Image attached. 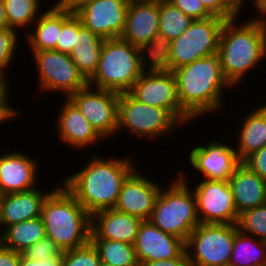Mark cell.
<instances>
[{
    "label": "cell",
    "instance_id": "f1b7e54d",
    "mask_svg": "<svg viewBox=\"0 0 266 266\" xmlns=\"http://www.w3.org/2000/svg\"><path fill=\"white\" fill-rule=\"evenodd\" d=\"M229 266H266V243L238 231Z\"/></svg>",
    "mask_w": 266,
    "mask_h": 266
},
{
    "label": "cell",
    "instance_id": "4fadbf2b",
    "mask_svg": "<svg viewBox=\"0 0 266 266\" xmlns=\"http://www.w3.org/2000/svg\"><path fill=\"white\" fill-rule=\"evenodd\" d=\"M105 140L114 138L118 128L119 94L89 84L68 97Z\"/></svg>",
    "mask_w": 266,
    "mask_h": 266
},
{
    "label": "cell",
    "instance_id": "e0dca14e",
    "mask_svg": "<svg viewBox=\"0 0 266 266\" xmlns=\"http://www.w3.org/2000/svg\"><path fill=\"white\" fill-rule=\"evenodd\" d=\"M136 167L124 180L115 210L149 220L162 184Z\"/></svg>",
    "mask_w": 266,
    "mask_h": 266
},
{
    "label": "cell",
    "instance_id": "74e56055",
    "mask_svg": "<svg viewBox=\"0 0 266 266\" xmlns=\"http://www.w3.org/2000/svg\"><path fill=\"white\" fill-rule=\"evenodd\" d=\"M242 163L266 181V146L248 156Z\"/></svg>",
    "mask_w": 266,
    "mask_h": 266
},
{
    "label": "cell",
    "instance_id": "9c48e42d",
    "mask_svg": "<svg viewBox=\"0 0 266 266\" xmlns=\"http://www.w3.org/2000/svg\"><path fill=\"white\" fill-rule=\"evenodd\" d=\"M237 224L200 223L185 242L190 266H229Z\"/></svg>",
    "mask_w": 266,
    "mask_h": 266
},
{
    "label": "cell",
    "instance_id": "ba28073f",
    "mask_svg": "<svg viewBox=\"0 0 266 266\" xmlns=\"http://www.w3.org/2000/svg\"><path fill=\"white\" fill-rule=\"evenodd\" d=\"M182 125L165 109L148 106L134 98L129 92L119 94L118 102V128L128 131L137 139L144 137L147 140L167 139L175 134ZM140 137V138H139Z\"/></svg>",
    "mask_w": 266,
    "mask_h": 266
},
{
    "label": "cell",
    "instance_id": "c3c4849f",
    "mask_svg": "<svg viewBox=\"0 0 266 266\" xmlns=\"http://www.w3.org/2000/svg\"><path fill=\"white\" fill-rule=\"evenodd\" d=\"M7 17L3 0H0V28H7Z\"/></svg>",
    "mask_w": 266,
    "mask_h": 266
},
{
    "label": "cell",
    "instance_id": "8fae6325",
    "mask_svg": "<svg viewBox=\"0 0 266 266\" xmlns=\"http://www.w3.org/2000/svg\"><path fill=\"white\" fill-rule=\"evenodd\" d=\"M129 93L148 106L167 110L182 126L194 122L180 105L173 72L161 68L155 61L141 74Z\"/></svg>",
    "mask_w": 266,
    "mask_h": 266
},
{
    "label": "cell",
    "instance_id": "277c9868",
    "mask_svg": "<svg viewBox=\"0 0 266 266\" xmlns=\"http://www.w3.org/2000/svg\"><path fill=\"white\" fill-rule=\"evenodd\" d=\"M40 217L46 237L52 239L61 252L90 241L91 215L62 183L44 200Z\"/></svg>",
    "mask_w": 266,
    "mask_h": 266
},
{
    "label": "cell",
    "instance_id": "5bb4252c",
    "mask_svg": "<svg viewBox=\"0 0 266 266\" xmlns=\"http://www.w3.org/2000/svg\"><path fill=\"white\" fill-rule=\"evenodd\" d=\"M121 38L155 59L159 55V2L130 0Z\"/></svg>",
    "mask_w": 266,
    "mask_h": 266
},
{
    "label": "cell",
    "instance_id": "ee69618b",
    "mask_svg": "<svg viewBox=\"0 0 266 266\" xmlns=\"http://www.w3.org/2000/svg\"><path fill=\"white\" fill-rule=\"evenodd\" d=\"M8 81L7 76L0 73V103H10L12 100L10 99V83Z\"/></svg>",
    "mask_w": 266,
    "mask_h": 266
},
{
    "label": "cell",
    "instance_id": "f6af8a7d",
    "mask_svg": "<svg viewBox=\"0 0 266 266\" xmlns=\"http://www.w3.org/2000/svg\"><path fill=\"white\" fill-rule=\"evenodd\" d=\"M253 6H255L254 10L258 11L256 15L258 13L259 15L250 17L249 19L266 24V0H256Z\"/></svg>",
    "mask_w": 266,
    "mask_h": 266
},
{
    "label": "cell",
    "instance_id": "b9f144b4",
    "mask_svg": "<svg viewBox=\"0 0 266 266\" xmlns=\"http://www.w3.org/2000/svg\"><path fill=\"white\" fill-rule=\"evenodd\" d=\"M142 266H190V263L185 250L178 258L147 262Z\"/></svg>",
    "mask_w": 266,
    "mask_h": 266
},
{
    "label": "cell",
    "instance_id": "4dcf8cb0",
    "mask_svg": "<svg viewBox=\"0 0 266 266\" xmlns=\"http://www.w3.org/2000/svg\"><path fill=\"white\" fill-rule=\"evenodd\" d=\"M97 248L101 262L112 266H140L134 245L117 240H90Z\"/></svg>",
    "mask_w": 266,
    "mask_h": 266
},
{
    "label": "cell",
    "instance_id": "9a60e30c",
    "mask_svg": "<svg viewBox=\"0 0 266 266\" xmlns=\"http://www.w3.org/2000/svg\"><path fill=\"white\" fill-rule=\"evenodd\" d=\"M217 140L213 139L203 145L199 143L189 149V157L186 159L189 160V167L191 165L192 170L200 173L195 175V178L201 175L200 179L229 181L235 168L241 163L233 147L235 144H231L234 141L227 144Z\"/></svg>",
    "mask_w": 266,
    "mask_h": 266
},
{
    "label": "cell",
    "instance_id": "cb8c5ba5",
    "mask_svg": "<svg viewBox=\"0 0 266 266\" xmlns=\"http://www.w3.org/2000/svg\"><path fill=\"white\" fill-rule=\"evenodd\" d=\"M248 112L242 115L240 130L236 133L238 139L234 138L237 141L234 149L240 162L266 146V104H259Z\"/></svg>",
    "mask_w": 266,
    "mask_h": 266
},
{
    "label": "cell",
    "instance_id": "8d00e7d4",
    "mask_svg": "<svg viewBox=\"0 0 266 266\" xmlns=\"http://www.w3.org/2000/svg\"><path fill=\"white\" fill-rule=\"evenodd\" d=\"M193 20L205 19L213 16L200 0H167Z\"/></svg>",
    "mask_w": 266,
    "mask_h": 266
},
{
    "label": "cell",
    "instance_id": "7bdbcfd3",
    "mask_svg": "<svg viewBox=\"0 0 266 266\" xmlns=\"http://www.w3.org/2000/svg\"><path fill=\"white\" fill-rule=\"evenodd\" d=\"M20 111L17 110V107L14 108L11 103H0V125L4 122L11 121L16 119L20 115Z\"/></svg>",
    "mask_w": 266,
    "mask_h": 266
},
{
    "label": "cell",
    "instance_id": "ab89813d",
    "mask_svg": "<svg viewBox=\"0 0 266 266\" xmlns=\"http://www.w3.org/2000/svg\"><path fill=\"white\" fill-rule=\"evenodd\" d=\"M63 260V252L55 257H51L45 260H33L27 258L21 253L19 266H61Z\"/></svg>",
    "mask_w": 266,
    "mask_h": 266
},
{
    "label": "cell",
    "instance_id": "836d02e7",
    "mask_svg": "<svg viewBox=\"0 0 266 266\" xmlns=\"http://www.w3.org/2000/svg\"><path fill=\"white\" fill-rule=\"evenodd\" d=\"M77 35V16L61 5V32L56 43V51L70 54Z\"/></svg>",
    "mask_w": 266,
    "mask_h": 266
},
{
    "label": "cell",
    "instance_id": "484cf974",
    "mask_svg": "<svg viewBox=\"0 0 266 266\" xmlns=\"http://www.w3.org/2000/svg\"><path fill=\"white\" fill-rule=\"evenodd\" d=\"M104 38L82 26L77 17V35L70 52L72 61L83 76L89 80L97 70Z\"/></svg>",
    "mask_w": 266,
    "mask_h": 266
},
{
    "label": "cell",
    "instance_id": "83f0119b",
    "mask_svg": "<svg viewBox=\"0 0 266 266\" xmlns=\"http://www.w3.org/2000/svg\"><path fill=\"white\" fill-rule=\"evenodd\" d=\"M193 19L167 0L159 1V53L171 41L182 35Z\"/></svg>",
    "mask_w": 266,
    "mask_h": 266
},
{
    "label": "cell",
    "instance_id": "60d3db41",
    "mask_svg": "<svg viewBox=\"0 0 266 266\" xmlns=\"http://www.w3.org/2000/svg\"><path fill=\"white\" fill-rule=\"evenodd\" d=\"M21 253L0 244V266H19Z\"/></svg>",
    "mask_w": 266,
    "mask_h": 266
},
{
    "label": "cell",
    "instance_id": "d6986e66",
    "mask_svg": "<svg viewBox=\"0 0 266 266\" xmlns=\"http://www.w3.org/2000/svg\"><path fill=\"white\" fill-rule=\"evenodd\" d=\"M7 152L0 154V196L38 187V159L19 150Z\"/></svg>",
    "mask_w": 266,
    "mask_h": 266
},
{
    "label": "cell",
    "instance_id": "d590c367",
    "mask_svg": "<svg viewBox=\"0 0 266 266\" xmlns=\"http://www.w3.org/2000/svg\"><path fill=\"white\" fill-rule=\"evenodd\" d=\"M27 258L33 260H45L61 253L54 241L48 237L34 243L22 252Z\"/></svg>",
    "mask_w": 266,
    "mask_h": 266
},
{
    "label": "cell",
    "instance_id": "8992f818",
    "mask_svg": "<svg viewBox=\"0 0 266 266\" xmlns=\"http://www.w3.org/2000/svg\"><path fill=\"white\" fill-rule=\"evenodd\" d=\"M226 19L211 16L193 20L186 31L168 43L154 59L163 69H175L218 52L220 34Z\"/></svg>",
    "mask_w": 266,
    "mask_h": 266
},
{
    "label": "cell",
    "instance_id": "44dd1931",
    "mask_svg": "<svg viewBox=\"0 0 266 266\" xmlns=\"http://www.w3.org/2000/svg\"><path fill=\"white\" fill-rule=\"evenodd\" d=\"M142 220L114 208L91 215L90 240H117L134 245Z\"/></svg>",
    "mask_w": 266,
    "mask_h": 266
},
{
    "label": "cell",
    "instance_id": "ac0fdd59",
    "mask_svg": "<svg viewBox=\"0 0 266 266\" xmlns=\"http://www.w3.org/2000/svg\"><path fill=\"white\" fill-rule=\"evenodd\" d=\"M134 250L142 266L147 262L178 258L185 251V241L144 220L139 225Z\"/></svg>",
    "mask_w": 266,
    "mask_h": 266
},
{
    "label": "cell",
    "instance_id": "4316f807",
    "mask_svg": "<svg viewBox=\"0 0 266 266\" xmlns=\"http://www.w3.org/2000/svg\"><path fill=\"white\" fill-rule=\"evenodd\" d=\"M46 237L41 217L7 226L0 233V244L22 253L34 243Z\"/></svg>",
    "mask_w": 266,
    "mask_h": 266
},
{
    "label": "cell",
    "instance_id": "7a4b0ae2",
    "mask_svg": "<svg viewBox=\"0 0 266 266\" xmlns=\"http://www.w3.org/2000/svg\"><path fill=\"white\" fill-rule=\"evenodd\" d=\"M181 107L194 119L222 110L224 92L233 88L224 77L218 52L196 59L172 71Z\"/></svg>",
    "mask_w": 266,
    "mask_h": 266
},
{
    "label": "cell",
    "instance_id": "f546056e",
    "mask_svg": "<svg viewBox=\"0 0 266 266\" xmlns=\"http://www.w3.org/2000/svg\"><path fill=\"white\" fill-rule=\"evenodd\" d=\"M3 2L8 28L21 33L24 29V31L26 30L25 34L45 11V9H41L43 0H3Z\"/></svg>",
    "mask_w": 266,
    "mask_h": 266
},
{
    "label": "cell",
    "instance_id": "30bf717a",
    "mask_svg": "<svg viewBox=\"0 0 266 266\" xmlns=\"http://www.w3.org/2000/svg\"><path fill=\"white\" fill-rule=\"evenodd\" d=\"M37 73V93H61L68 98L86 87L88 80L78 70L67 53L56 50H30Z\"/></svg>",
    "mask_w": 266,
    "mask_h": 266
},
{
    "label": "cell",
    "instance_id": "681fc988",
    "mask_svg": "<svg viewBox=\"0 0 266 266\" xmlns=\"http://www.w3.org/2000/svg\"><path fill=\"white\" fill-rule=\"evenodd\" d=\"M100 266H112V265L106 264L104 262H100Z\"/></svg>",
    "mask_w": 266,
    "mask_h": 266
},
{
    "label": "cell",
    "instance_id": "3957f363",
    "mask_svg": "<svg viewBox=\"0 0 266 266\" xmlns=\"http://www.w3.org/2000/svg\"><path fill=\"white\" fill-rule=\"evenodd\" d=\"M240 18L226 20L218 47L224 77L233 88L244 86L242 81L266 59V24Z\"/></svg>",
    "mask_w": 266,
    "mask_h": 266
},
{
    "label": "cell",
    "instance_id": "d4e9b609",
    "mask_svg": "<svg viewBox=\"0 0 266 266\" xmlns=\"http://www.w3.org/2000/svg\"><path fill=\"white\" fill-rule=\"evenodd\" d=\"M49 5L23 36L29 50H56L61 32V4L55 1Z\"/></svg>",
    "mask_w": 266,
    "mask_h": 266
},
{
    "label": "cell",
    "instance_id": "f907efd6",
    "mask_svg": "<svg viewBox=\"0 0 266 266\" xmlns=\"http://www.w3.org/2000/svg\"><path fill=\"white\" fill-rule=\"evenodd\" d=\"M141 1H164V0H141Z\"/></svg>",
    "mask_w": 266,
    "mask_h": 266
},
{
    "label": "cell",
    "instance_id": "5b68a950",
    "mask_svg": "<svg viewBox=\"0 0 266 266\" xmlns=\"http://www.w3.org/2000/svg\"><path fill=\"white\" fill-rule=\"evenodd\" d=\"M153 61L145 51L121 37L105 39L97 70L88 84L118 94L129 92Z\"/></svg>",
    "mask_w": 266,
    "mask_h": 266
},
{
    "label": "cell",
    "instance_id": "ffe728a7",
    "mask_svg": "<svg viewBox=\"0 0 266 266\" xmlns=\"http://www.w3.org/2000/svg\"><path fill=\"white\" fill-rule=\"evenodd\" d=\"M64 99L56 117L57 138L68 147L79 151H83L84 148L88 150V147H94L96 144L99 147L98 144L104 139L94 130L76 105L69 98Z\"/></svg>",
    "mask_w": 266,
    "mask_h": 266
},
{
    "label": "cell",
    "instance_id": "52a82bcc",
    "mask_svg": "<svg viewBox=\"0 0 266 266\" xmlns=\"http://www.w3.org/2000/svg\"><path fill=\"white\" fill-rule=\"evenodd\" d=\"M176 176L168 181L170 185L165 186L168 188L161 187L149 220L163 232L178 236L186 242L200 221L191 186L178 174Z\"/></svg>",
    "mask_w": 266,
    "mask_h": 266
},
{
    "label": "cell",
    "instance_id": "7c38bea8",
    "mask_svg": "<svg viewBox=\"0 0 266 266\" xmlns=\"http://www.w3.org/2000/svg\"><path fill=\"white\" fill-rule=\"evenodd\" d=\"M182 170H178L176 174L192 186L200 223L237 224L239 213L228 181L200 179L194 187L187 180L189 174L184 173L183 167Z\"/></svg>",
    "mask_w": 266,
    "mask_h": 266
},
{
    "label": "cell",
    "instance_id": "d6a6232c",
    "mask_svg": "<svg viewBox=\"0 0 266 266\" xmlns=\"http://www.w3.org/2000/svg\"><path fill=\"white\" fill-rule=\"evenodd\" d=\"M20 37L18 31L14 29L0 28V73L7 77L10 74L9 69L13 67L12 62H15L16 50L20 47L18 45L19 40H22Z\"/></svg>",
    "mask_w": 266,
    "mask_h": 266
},
{
    "label": "cell",
    "instance_id": "6da1fadb",
    "mask_svg": "<svg viewBox=\"0 0 266 266\" xmlns=\"http://www.w3.org/2000/svg\"><path fill=\"white\" fill-rule=\"evenodd\" d=\"M103 157L91 155L84 167L59 180L90 215L115 207L124 180L136 168L128 155Z\"/></svg>",
    "mask_w": 266,
    "mask_h": 266
},
{
    "label": "cell",
    "instance_id": "f35d334b",
    "mask_svg": "<svg viewBox=\"0 0 266 266\" xmlns=\"http://www.w3.org/2000/svg\"><path fill=\"white\" fill-rule=\"evenodd\" d=\"M204 7L213 15L226 20L233 19L237 14L227 5L224 0H200Z\"/></svg>",
    "mask_w": 266,
    "mask_h": 266
},
{
    "label": "cell",
    "instance_id": "7dc6e473",
    "mask_svg": "<svg viewBox=\"0 0 266 266\" xmlns=\"http://www.w3.org/2000/svg\"><path fill=\"white\" fill-rule=\"evenodd\" d=\"M93 1V0H58V2L65 7L66 9H69L71 12H75L77 9L85 5L86 3Z\"/></svg>",
    "mask_w": 266,
    "mask_h": 266
},
{
    "label": "cell",
    "instance_id": "7402d4cb",
    "mask_svg": "<svg viewBox=\"0 0 266 266\" xmlns=\"http://www.w3.org/2000/svg\"><path fill=\"white\" fill-rule=\"evenodd\" d=\"M52 191H44L38 186L0 196V233L7 226L40 217L44 200Z\"/></svg>",
    "mask_w": 266,
    "mask_h": 266
},
{
    "label": "cell",
    "instance_id": "1f68e13d",
    "mask_svg": "<svg viewBox=\"0 0 266 266\" xmlns=\"http://www.w3.org/2000/svg\"><path fill=\"white\" fill-rule=\"evenodd\" d=\"M237 227L243 234L266 241V204L239 213Z\"/></svg>",
    "mask_w": 266,
    "mask_h": 266
},
{
    "label": "cell",
    "instance_id": "2e32d148",
    "mask_svg": "<svg viewBox=\"0 0 266 266\" xmlns=\"http://www.w3.org/2000/svg\"><path fill=\"white\" fill-rule=\"evenodd\" d=\"M130 0H93L74 13L83 27L104 39L118 38L124 32Z\"/></svg>",
    "mask_w": 266,
    "mask_h": 266
},
{
    "label": "cell",
    "instance_id": "bcb514c9",
    "mask_svg": "<svg viewBox=\"0 0 266 266\" xmlns=\"http://www.w3.org/2000/svg\"><path fill=\"white\" fill-rule=\"evenodd\" d=\"M226 3H227V5L237 14V15H244L245 14V12H242L243 11V9H245L246 8V6H247V2L249 1V0H224ZM247 1V2H246ZM250 1H252L251 2V4H252V6L254 5V3H255V1L256 0H250ZM245 6V7H244ZM241 12H242V14H241ZM244 13V14H243Z\"/></svg>",
    "mask_w": 266,
    "mask_h": 266
},
{
    "label": "cell",
    "instance_id": "e575fe53",
    "mask_svg": "<svg viewBox=\"0 0 266 266\" xmlns=\"http://www.w3.org/2000/svg\"><path fill=\"white\" fill-rule=\"evenodd\" d=\"M100 256L91 241L82 247L63 252L61 266H100Z\"/></svg>",
    "mask_w": 266,
    "mask_h": 266
},
{
    "label": "cell",
    "instance_id": "603a6c76",
    "mask_svg": "<svg viewBox=\"0 0 266 266\" xmlns=\"http://www.w3.org/2000/svg\"><path fill=\"white\" fill-rule=\"evenodd\" d=\"M228 182L238 213L266 204V181L242 162L235 168Z\"/></svg>",
    "mask_w": 266,
    "mask_h": 266
}]
</instances>
